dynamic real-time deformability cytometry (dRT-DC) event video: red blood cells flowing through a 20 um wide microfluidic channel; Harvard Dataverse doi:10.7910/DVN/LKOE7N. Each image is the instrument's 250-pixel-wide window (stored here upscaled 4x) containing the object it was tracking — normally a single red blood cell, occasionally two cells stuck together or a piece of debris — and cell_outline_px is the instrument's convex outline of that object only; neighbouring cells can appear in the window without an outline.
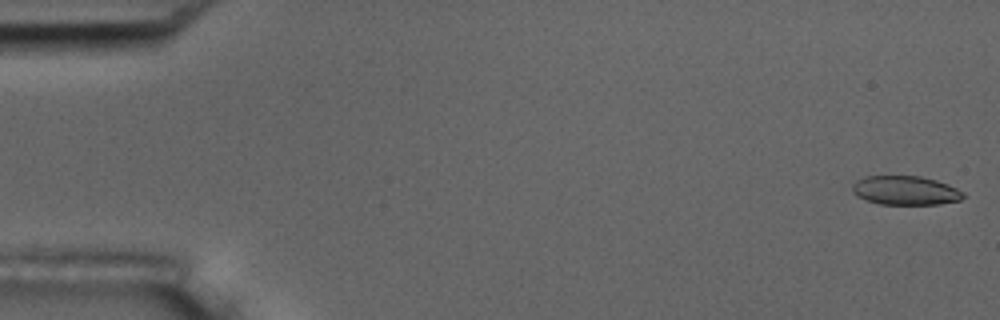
{"species": "common noctule bat (a hibernating species)", "species_latin": "Nyctalus noctula", "temperature_condition": "room temperature", "stored_images_in_passage": 6, "camera_frame_rate_fps": 3000, "um_per_image_px": 0.085, "animal": {"sex": "male", "body_mass_g": 17.5, "forearm_length_mm": 52.3}, "frame": {"image": 1, "passage_image": 1, "time_ms": 0.0, "image_size_px": [1000, 320], "cell_outline_px": [[964, 196], [960, 200], [936, 204], [880, 204], [856, 196], [852, 192], [852, 184], [856, 180], [864, 176], [920, 176], [936, 180], [948, 184], [964, 192]], "centroid_in_image_um": [76.93, 16.18], "position_along_channel_um": 8.1, "area_um2": 18.73}}
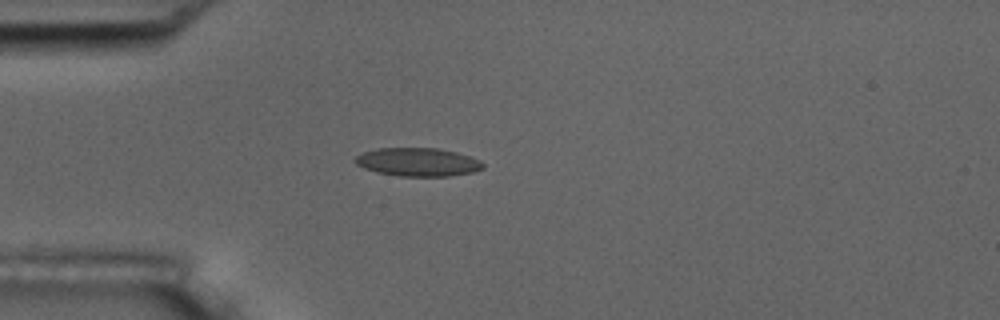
{"frame": {"image": 2, "passage_image": 5, "time_ms": 4.667, "image_size_px": [1000, 320], "cell_outline_px": [[484, 168], [472, 172], [448, 176], [400, 176], [376, 172], [364, 168], [356, 164], [352, 160], [356, 156], [364, 152], [376, 148], [436, 148], [456, 152], [480, 160], [484, 164]], "centroid_in_image_um": [35.49, 13.77], "position_along_channel_um": 49.5, "area_um2": 21.1}}